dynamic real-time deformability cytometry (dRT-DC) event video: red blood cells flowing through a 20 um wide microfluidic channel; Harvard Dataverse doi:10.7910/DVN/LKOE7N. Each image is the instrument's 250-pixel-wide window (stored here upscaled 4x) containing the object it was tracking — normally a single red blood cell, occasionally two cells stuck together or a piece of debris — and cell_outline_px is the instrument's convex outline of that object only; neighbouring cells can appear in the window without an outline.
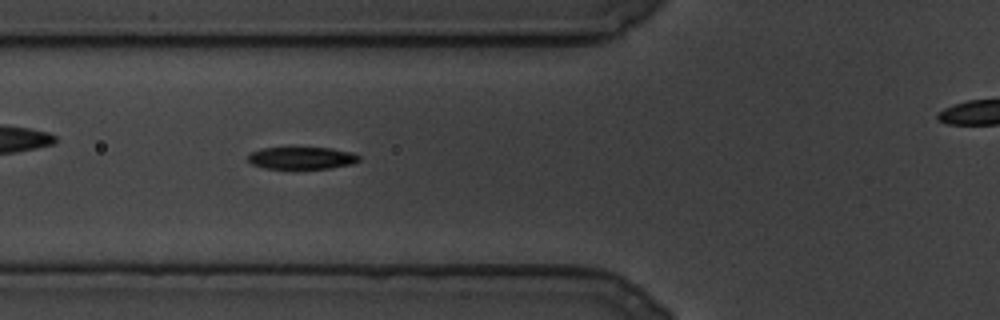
{"species": "common noctule bat (a hibernating species)", "species_latin": "Nyctalus noctula", "temperature_condition": "cold", "stored_images_in_passage": 105, "camera_frame_rate_fps": 3000, "um_per_image_px": 0.085, "animal": {"sex": "male", "body_mass_g": 19.5, "forearm_length_mm": 54.6}, "frame": {"image": 1, "passage_image": 45, "time_ms": 14.667, "image_size_px": [1000, 320], "cell_outline_px": [[360, 160], [352, 164], [328, 168], [264, 168], [252, 164], [248, 160], [248, 156], [252, 152], [260, 148], [332, 148], [352, 152], [360, 156]], "centroid_in_image_um": [25.66, 13.42], "position_along_channel_um": 100.1, "area_um2": 14.22}}
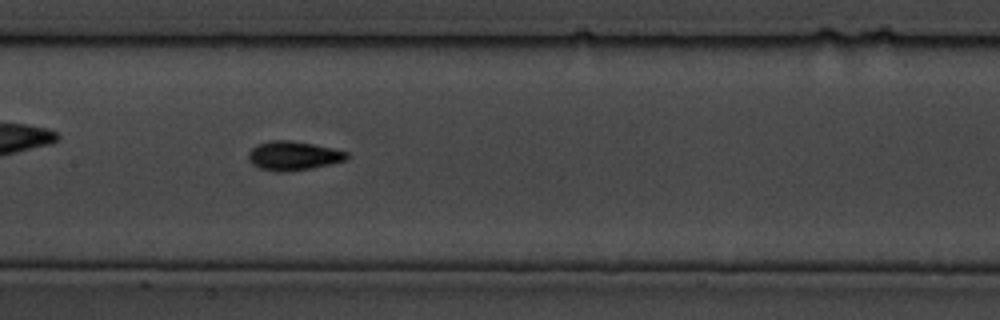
{"frame": {"image": 2, "passage_image": 59, "time_ms": 19.333, "image_size_px": [1000, 320], "cell_outline_px": [[348, 156], [344, 160], [312, 168], [280, 172], [276, 172], [260, 168], [252, 164], [248, 160], [248, 152], [256, 144], [272, 140], [292, 140], [316, 144], [348, 152]], "centroid_in_image_um": [24.89, 13.22], "position_along_channel_um": 182.5, "area_um2": 16.65}}
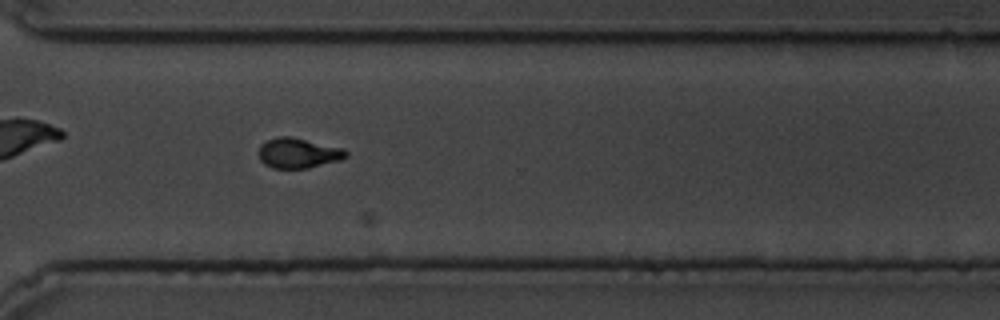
{"frame": {"image": 3, "passage_image": 87, "time_ms": 28.667, "image_size_px": [1000, 320], "cell_outline_px": [[348, 156], [340, 160], [308, 168], [272, 168], [264, 164], [260, 160], [256, 152], [260, 144], [276, 136], [292, 136], [344, 148], [348, 152]], "centroid_in_image_um": [25.32, 13.0], "position_along_channel_um": 345.3, "area_um2": 15.66}}